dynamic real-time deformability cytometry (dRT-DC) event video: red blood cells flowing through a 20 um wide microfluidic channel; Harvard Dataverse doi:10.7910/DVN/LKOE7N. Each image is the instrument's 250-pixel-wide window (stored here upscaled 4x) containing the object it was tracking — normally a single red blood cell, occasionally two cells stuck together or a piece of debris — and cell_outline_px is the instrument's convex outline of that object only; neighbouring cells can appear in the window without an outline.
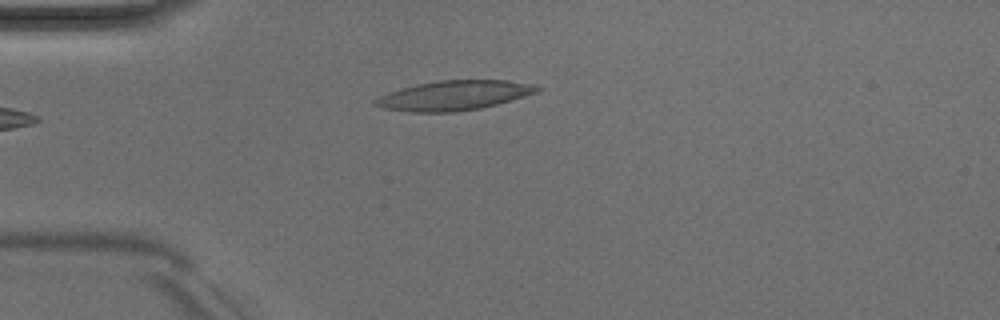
{"species": "Egyptian fruit bat (a non-hibernating species)", "species_latin": "Rousettus aegyptiacus", "temperature_condition": "room temperature", "stored_images_in_passage": 34, "camera_frame_rate_fps": 3000, "um_per_image_px": 0.085, "animal": {"sex": "male"}, "frame": {"image": 1, "passage_image": 1, "time_ms": 0.0, "image_size_px": [1000, 320], "cell_outline_px": [[540, 88], [536, 92], [496, 104], [480, 108], [456, 112], [412, 112], [384, 108], [372, 104], [372, 100], [380, 96], [416, 84], [440, 80], [508, 80], [528, 84]], "centroid_in_image_um": [38.53, 8.12], "position_along_channel_um": 46.5, "area_um2": 27.4}, "authors_computed_cell_mechanics": {"area_um2": 26.2701, "velocity_mm_per_s": 4.0285, "shape_relaxation_time_tau1_ms": 4.4996, "shape_relaxation_time_tau2_ms": 2.1971, "deformation_change_tau1": 0.1649, "deformation_change_tau2": 0.1167}}